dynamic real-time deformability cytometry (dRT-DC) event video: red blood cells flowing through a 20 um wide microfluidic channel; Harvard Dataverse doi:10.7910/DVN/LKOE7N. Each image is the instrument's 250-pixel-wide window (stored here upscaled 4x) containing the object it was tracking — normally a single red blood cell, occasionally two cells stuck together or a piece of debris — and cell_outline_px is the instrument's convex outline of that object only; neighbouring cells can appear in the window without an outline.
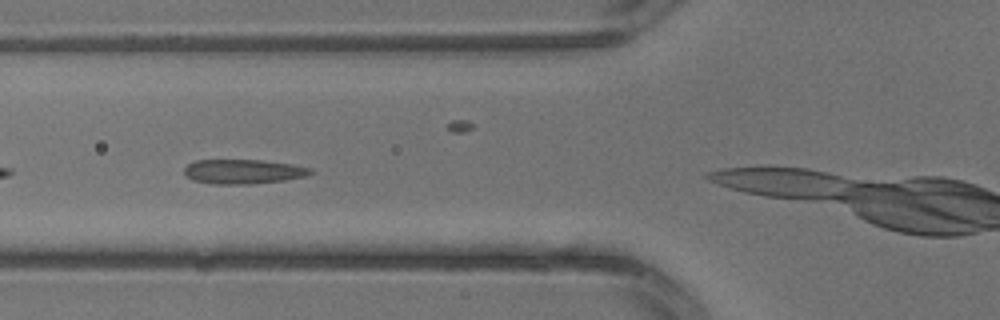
{"species": "common noctule bat (a hibernating species)", "species_latin": "Nyctalus noctula", "temperature_condition": "warm", "stored_images_in_passage": 5, "camera_frame_rate_fps": 3000, "um_per_image_px": 0.085, "animal": {"sex": "male", "body_mass_g": 13.3}, "frame": {"image": 1, "passage_image": 2, "time_ms": 0.333, "image_size_px": [1000, 320], "cell_outline_px": [[312, 172], [308, 176], [284, 180], [252, 184], [212, 184], [192, 180], [184, 172], [184, 168], [188, 164], [196, 160], [260, 160], [292, 164], [312, 168]], "centroid_in_image_um": [20.68, 14.59], "position_along_channel_um": 105.1, "area_um2": 18.03}}